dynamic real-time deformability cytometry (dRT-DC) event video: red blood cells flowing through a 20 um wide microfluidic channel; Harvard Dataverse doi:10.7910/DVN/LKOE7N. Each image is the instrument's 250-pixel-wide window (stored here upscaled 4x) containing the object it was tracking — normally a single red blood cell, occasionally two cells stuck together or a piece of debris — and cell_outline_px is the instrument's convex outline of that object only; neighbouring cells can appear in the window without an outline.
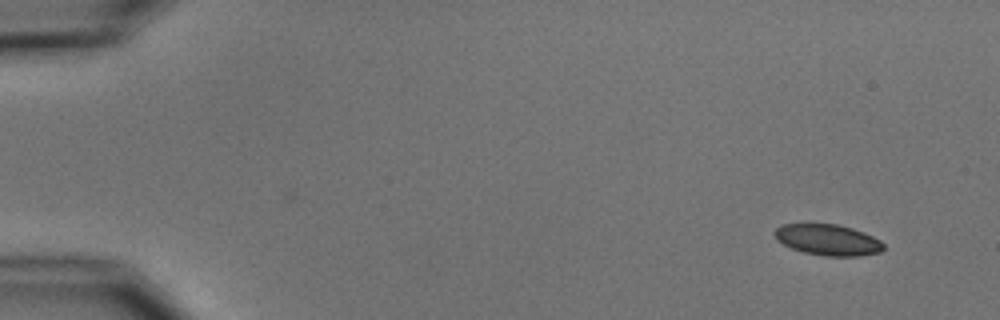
{"species": "common noctule bat (a hibernating species)", "species_latin": "Nyctalus noctula", "temperature_condition": "cold", "stored_images_in_passage": 5, "camera_frame_rate_fps": 3000, "um_per_image_px": 0.085, "animal": {"sex": "male", "body_mass_g": 15.6}, "frame": {"image": 1, "passage_image": 1, "time_ms": 0.0, "image_size_px": [1000, 320], "cell_outline_px": [[884, 248], [880, 252], [860, 256], [824, 256], [804, 252], [792, 248], [776, 240], [772, 232], [780, 224], [836, 224], [852, 228], [864, 232], [880, 240], [884, 244]], "centroid_in_image_um": [70.35, 20.38], "position_along_channel_um": 14.6, "area_um2": 19.77}}
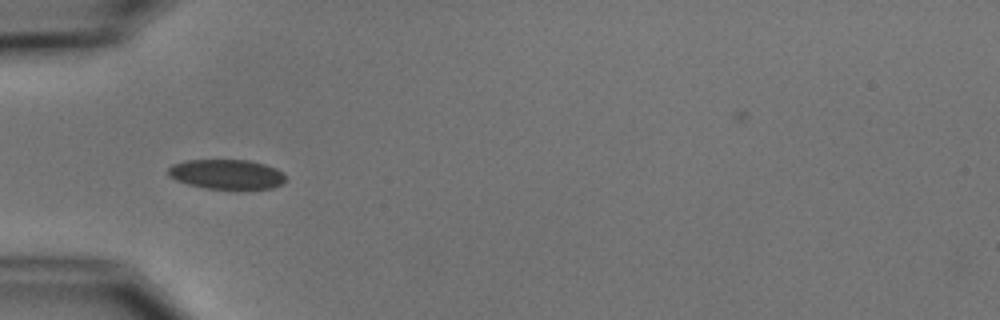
{"frame": {"image": 2, "passage_image": 5, "time_ms": 4.667, "image_size_px": [1000, 320], "cell_outline_px": [[284, 180], [280, 184], [272, 188], [204, 188], [188, 184], [176, 180], [168, 176], [168, 168], [172, 164], [184, 160], [248, 160], [264, 164], [276, 168], [284, 176]], "centroid_in_image_um": [19.19, 14.79], "position_along_channel_um": 65.8, "area_um2": 20.06}}